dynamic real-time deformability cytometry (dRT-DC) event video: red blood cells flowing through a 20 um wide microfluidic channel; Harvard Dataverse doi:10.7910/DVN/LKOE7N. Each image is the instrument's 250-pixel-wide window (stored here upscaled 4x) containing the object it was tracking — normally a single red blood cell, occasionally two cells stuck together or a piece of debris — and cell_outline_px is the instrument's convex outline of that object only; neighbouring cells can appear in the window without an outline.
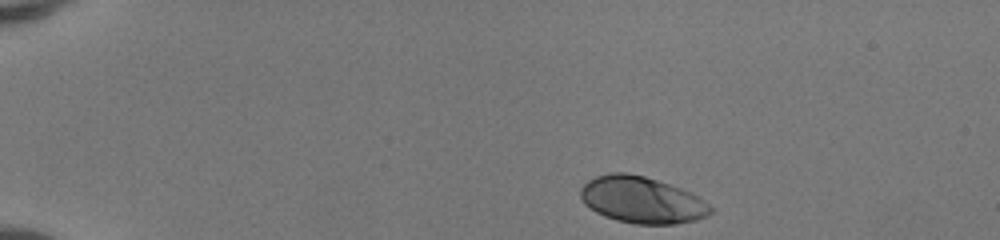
{"species": "human", "species_latin": "Homo sapiens", "temperature_condition": "room temperature", "stored_images_in_passage": 42, "camera_frame_rate_fps": 3000, "um_per_image_px": 0.085, "donor": {"sex": "female"}, "frame": {"image": 1, "passage_image": 1, "time_ms": 0.0, "image_size_px": [1000, 240], "cell_outline_px": [[716, 208], [708, 216], [696, 220], [676, 224], [636, 224], [616, 220], [604, 216], [596, 212], [584, 204], [580, 196], [580, 188], [588, 180], [596, 176], [612, 172], [628, 172], [644, 176], [692, 192]], "centroid_in_image_um": [54.58, 17.0], "position_along_channel_um": 30.4, "area_um2": 35.6}}
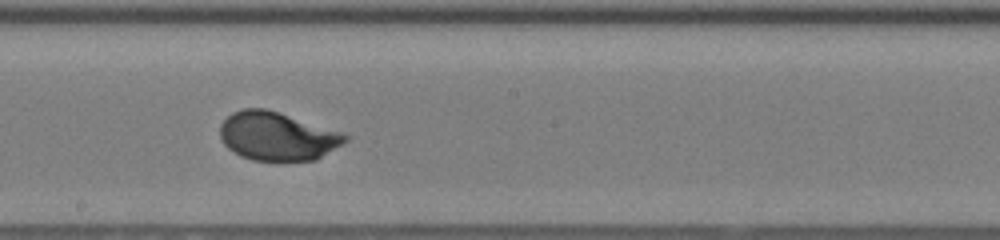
{"frame": {"image": 2, "passage_image": 22, "time_ms": 7.0, "image_size_px": [1000, 240], "cell_outline_px": [[348, 140], [316, 160], [252, 160], [240, 156], [232, 152], [224, 144], [220, 136], [220, 124], [232, 112], [244, 108], [264, 108], [340, 132], [348, 136]], "centroid_in_image_um": [23.51, 11.59], "position_along_channel_um": 224.7, "area_um2": 34.85}}
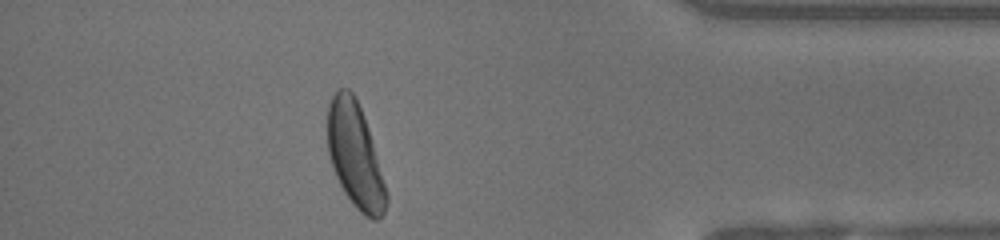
{"frame": {"image": 3, "passage_image": 37, "time_ms": 12.0, "image_size_px": [1000, 240], "cell_outline_px": [[388, 200], [384, 212], [380, 220], [372, 220], [364, 216], [352, 204], [344, 192], [332, 168], [328, 156], [328, 104], [332, 96], [340, 88], [348, 88], [356, 96], [364, 116], [372, 140], [388, 196]], "centroid_in_image_um": [30.18, 13.23], "position_along_channel_um": 405.0, "area_um2": 35.89}, "authors_computed_cell_mechanics": {"area_um2": 35.258, "velocity_mm_per_s": 4.1404, "shape_relaxation_time_tau1_ms": 2.5375, "shape_relaxation_time_tau2_ms": null, "deformation_change_tau1": 0.1606, "deformation_change_tau2": null}}